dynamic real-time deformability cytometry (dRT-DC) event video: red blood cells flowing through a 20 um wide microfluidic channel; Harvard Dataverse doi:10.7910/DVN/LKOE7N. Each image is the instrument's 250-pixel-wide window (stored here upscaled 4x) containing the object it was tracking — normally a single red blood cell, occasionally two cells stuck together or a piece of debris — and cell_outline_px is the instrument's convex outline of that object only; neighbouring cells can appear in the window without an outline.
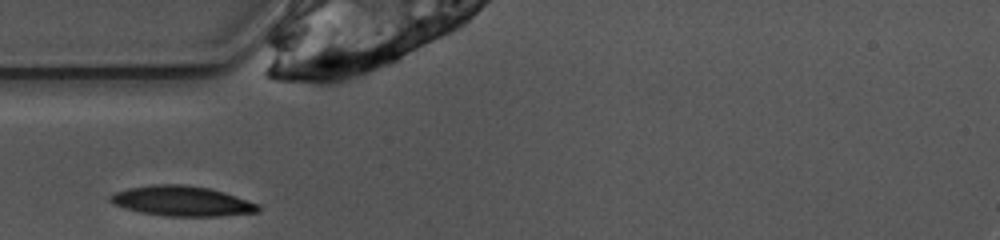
{"species": "common noctule bat (a hibernating species)", "species_latin": "Nyctalus noctula", "temperature_condition": "warm", "stored_images_in_passage": 23, "camera_frame_rate_fps": 3000, "um_per_image_px": 0.085, "animal": {"sex": "female", "body_mass_g": 10.0, "forearm_length_mm": 53.1}, "frame": {"image": 1, "passage_image": 1, "time_ms": 0.0, "image_size_px": [1000, 240], "cell_outline_px": [[260, 212], [220, 216], [164, 216], [140, 212], [124, 208], [112, 204], [108, 200], [108, 196], [116, 192], [128, 188], [152, 184], [184, 184], [208, 188], [224, 192], [260, 204]], "centroid_in_image_um": [15.45, 17.09], "position_along_channel_um": 69.5, "area_um2": 26.13}}
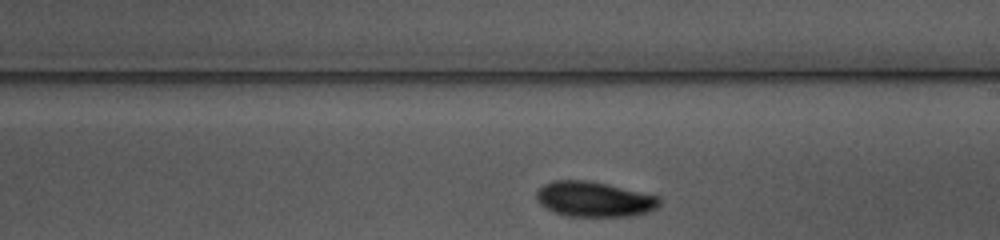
{"frame": {"image": 2, "passage_image": 14, "time_ms": 4.333, "image_size_px": [1000, 240], "cell_outline_px": [[660, 204], [656, 208], [648, 212], [636, 216], [568, 216], [556, 212], [540, 204], [536, 200], [536, 192], [544, 184], [552, 180], [588, 180], [660, 196]], "centroid_in_image_um": [50.52, 16.93], "position_along_channel_um": 238.5, "area_um2": 25.2}}
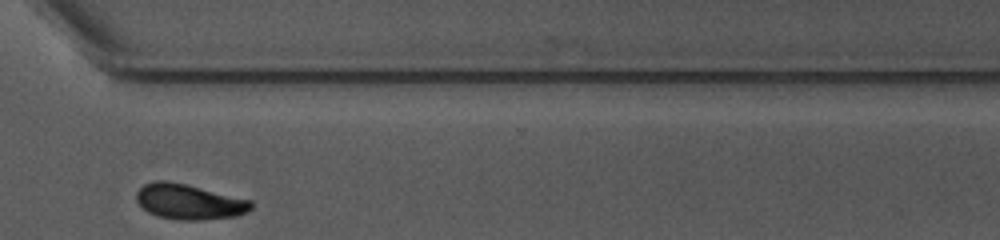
{"frame": {"image": 3, "passage_image": 23, "time_ms": 7.333, "image_size_px": [1000, 240], "cell_outline_px": [[252, 208], [248, 212], [236, 216], [200, 220], [176, 220], [156, 216], [148, 212], [136, 200], [136, 192], [144, 184], [156, 180], [164, 180], [188, 184], [252, 200]], "centroid_in_image_um": [16.08, 17.14], "position_along_channel_um": 354.5, "area_um2": 23.81}}